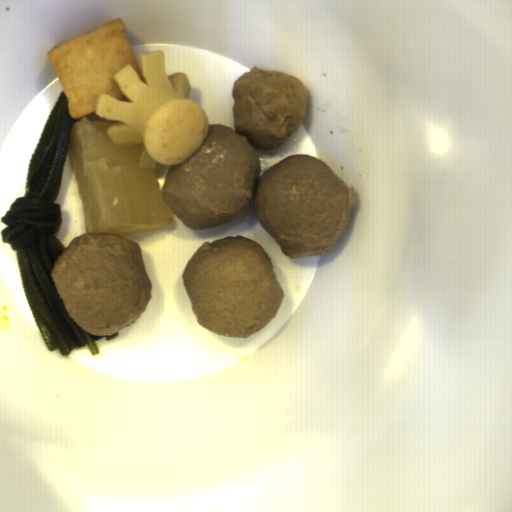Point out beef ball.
<instances>
[{
	"label": "beef ball",
	"instance_id": "obj_3",
	"mask_svg": "<svg viewBox=\"0 0 512 512\" xmlns=\"http://www.w3.org/2000/svg\"><path fill=\"white\" fill-rule=\"evenodd\" d=\"M181 278L196 322L222 337L243 339L261 331L285 297L270 256L244 235L202 242Z\"/></svg>",
	"mask_w": 512,
	"mask_h": 512
},
{
	"label": "beef ball",
	"instance_id": "obj_1",
	"mask_svg": "<svg viewBox=\"0 0 512 512\" xmlns=\"http://www.w3.org/2000/svg\"><path fill=\"white\" fill-rule=\"evenodd\" d=\"M310 92L297 76L252 67L232 84L233 130L209 124L189 158L168 166L162 199L203 231L250 212L290 259L323 256L344 237L358 194L321 158L286 156L261 176L259 154L299 131Z\"/></svg>",
	"mask_w": 512,
	"mask_h": 512
},
{
	"label": "beef ball",
	"instance_id": "obj_2",
	"mask_svg": "<svg viewBox=\"0 0 512 512\" xmlns=\"http://www.w3.org/2000/svg\"><path fill=\"white\" fill-rule=\"evenodd\" d=\"M64 248L50 276L82 330L109 337L140 319L153 297L141 244L116 233L85 232Z\"/></svg>",
	"mask_w": 512,
	"mask_h": 512
}]
</instances>
